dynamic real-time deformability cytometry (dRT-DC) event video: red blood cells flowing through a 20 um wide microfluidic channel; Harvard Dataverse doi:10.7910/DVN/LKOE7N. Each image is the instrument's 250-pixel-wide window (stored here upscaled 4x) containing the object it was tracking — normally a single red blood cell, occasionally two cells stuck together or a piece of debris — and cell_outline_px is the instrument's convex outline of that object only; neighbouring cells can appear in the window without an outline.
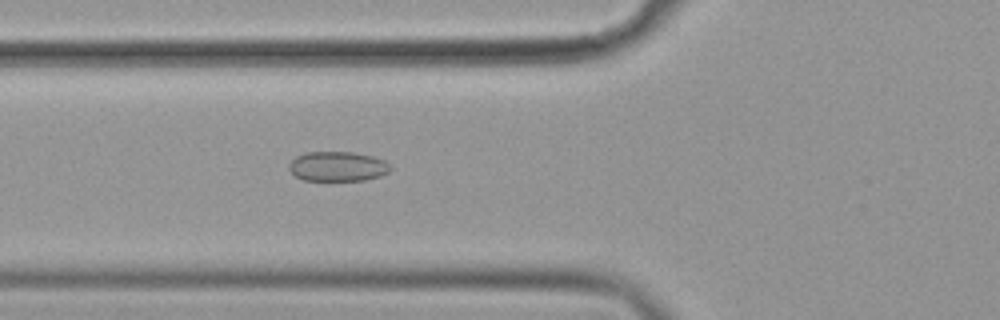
{"species": "common noctule bat (a hibernating species)", "species_latin": "Nyctalus noctula", "temperature_condition": "cold", "stored_images_in_passage": 57, "camera_frame_rate_fps": 3000, "um_per_image_px": 0.085, "animal": {"sex": "female", "body_mass_g": 19.9}, "frame": {"image": 1, "passage_image": 21, "time_ms": 6.667, "image_size_px": [1000, 320], "cell_outline_px": [[392, 168], [388, 172], [380, 176], [364, 180], [304, 180], [296, 176], [288, 168], [288, 164], [296, 156], [304, 152], [352, 152], [372, 156], [384, 160]], "centroid_in_image_um": [28.68, 14.14], "position_along_channel_um": 97.1, "area_um2": 17.51}}
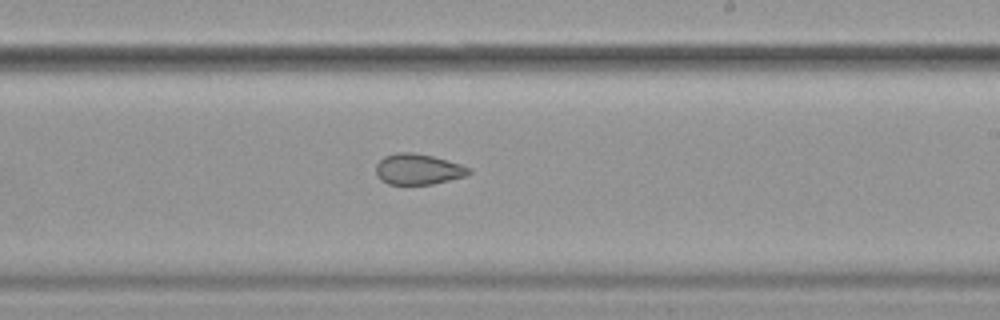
{"frame": {"image": 2, "passage_image": 34, "time_ms": 11.0, "image_size_px": [1000, 320], "cell_outline_px": [[472, 172], [464, 176], [432, 184], [388, 184], [380, 180], [376, 176], [376, 164], [384, 156], [396, 152], [412, 152], [432, 156], [460, 164], [472, 168]], "centroid_in_image_um": [35.51, 14.38], "position_along_channel_um": 253.5, "area_um2": 16.65}}
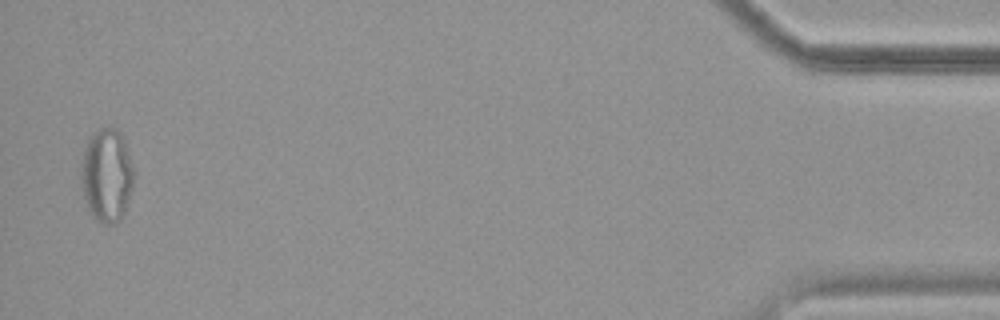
{"frame": {"image": 3, "passage_image": 55, "time_ms": 18.0, "image_size_px": [1000, 320], "cell_outline_px": [[132, 188], [124, 212], [120, 220], [112, 224], [104, 224], [96, 220], [92, 216], [88, 208], [84, 196], [80, 180], [80, 172], [84, 148], [92, 132], [100, 128], [116, 128], [124, 136], [132, 164]], "centroid_in_image_um": [9.05, 14.88], "position_along_channel_um": 426.1, "area_um2": 28.78}}